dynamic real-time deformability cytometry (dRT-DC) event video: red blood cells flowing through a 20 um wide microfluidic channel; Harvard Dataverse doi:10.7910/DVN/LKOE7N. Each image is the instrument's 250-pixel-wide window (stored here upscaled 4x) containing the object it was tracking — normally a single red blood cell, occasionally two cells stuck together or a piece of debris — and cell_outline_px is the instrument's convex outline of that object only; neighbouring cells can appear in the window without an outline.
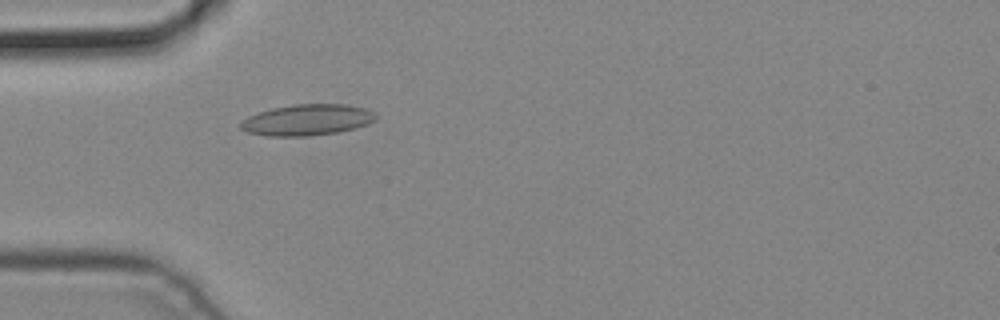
{"species": "common noctule bat (a hibernating species)", "species_latin": "Nyctalus noctula", "temperature_condition": "cold", "stored_images_in_passage": 1, "camera_frame_rate_fps": 3000, "um_per_image_px": 0.085, "animal": {"sex": "male", "body_mass_g": 19.2, "forearm_length_mm": 51.8}, "frame": {"image": 1, "passage_image": 1, "time_ms": 0.0, "image_size_px": [1000, 320], "cell_outline_px": [[376, 120], [368, 124], [356, 128], [336, 132], [308, 136], [268, 136], [248, 132], [240, 128], [240, 124], [248, 116], [272, 108], [292, 104], [344, 104], [364, 108], [372, 112], [376, 116]], "centroid_in_image_um": [26.11, 10.19], "position_along_channel_um": 58.9, "area_um2": 24.33}}